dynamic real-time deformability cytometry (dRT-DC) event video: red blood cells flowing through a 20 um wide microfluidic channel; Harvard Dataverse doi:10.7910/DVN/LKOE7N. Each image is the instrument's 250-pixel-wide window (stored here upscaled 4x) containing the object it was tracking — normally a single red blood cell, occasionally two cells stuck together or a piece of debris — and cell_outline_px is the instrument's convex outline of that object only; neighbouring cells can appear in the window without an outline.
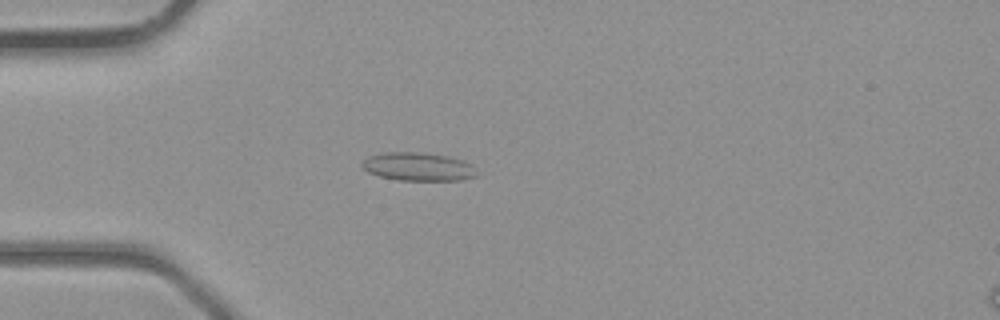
{"species": "common noctule bat (a hibernating species)", "species_latin": "Nyctalus noctula", "temperature_condition": "room temperature", "stored_images_in_passage": 27, "camera_frame_rate_fps": 3000, "um_per_image_px": 0.085, "animal": {"sex": "male", "body_mass_g": 23.1, "forearm_length_mm": 52.7}, "frame": {"image": 1, "passage_image": 6, "time_ms": 1.667, "image_size_px": [1000, 320], "cell_outline_px": [[476, 176], [460, 180], [396, 180], [380, 176], [368, 172], [360, 168], [360, 164], [368, 156], [384, 152], [424, 152], [448, 156], [464, 160], [472, 164]], "centroid_in_image_um": [35.5, 14.16], "position_along_channel_um": 49.5, "area_um2": 19.07}}
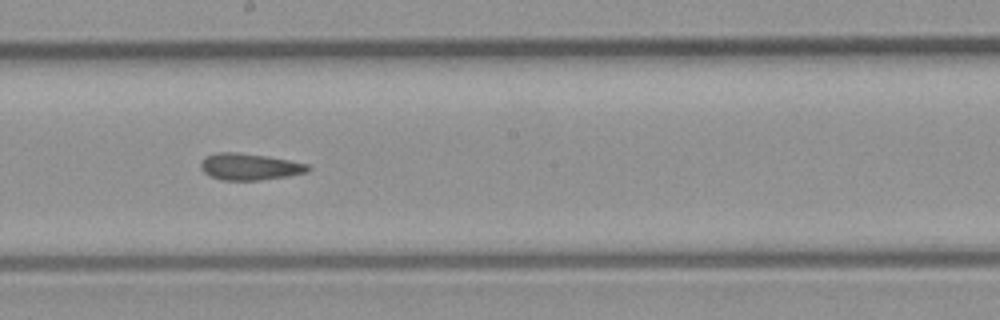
{"frame": {"image": 2, "passage_image": 17, "time_ms": 5.333, "image_size_px": [1000, 320], "cell_outline_px": [[312, 168], [308, 172], [288, 176], [260, 180], [224, 180], [212, 176], [204, 172], [200, 168], [200, 160], [204, 156], [216, 152], [240, 152], [268, 156], [308, 164]], "centroid_in_image_um": [21.21, 14.15], "position_along_channel_um": 227.0, "area_um2": 16.82}}
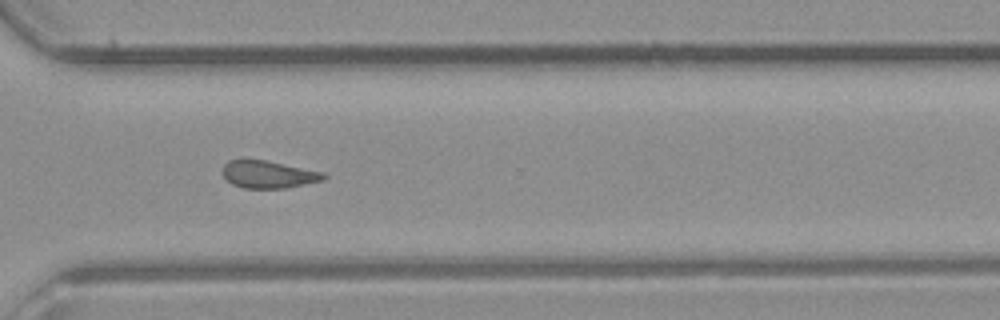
{"frame": {"image": 3, "passage_image": 24, "time_ms": 7.667, "image_size_px": [1000, 320], "cell_outline_px": [[328, 176], [324, 180], [284, 188], [244, 188], [232, 184], [220, 172], [224, 164], [228, 160], [240, 156], [244, 156], [324, 172]], "centroid_in_image_um": [22.73, 14.78], "position_along_channel_um": 347.9, "area_um2": 16.65}}